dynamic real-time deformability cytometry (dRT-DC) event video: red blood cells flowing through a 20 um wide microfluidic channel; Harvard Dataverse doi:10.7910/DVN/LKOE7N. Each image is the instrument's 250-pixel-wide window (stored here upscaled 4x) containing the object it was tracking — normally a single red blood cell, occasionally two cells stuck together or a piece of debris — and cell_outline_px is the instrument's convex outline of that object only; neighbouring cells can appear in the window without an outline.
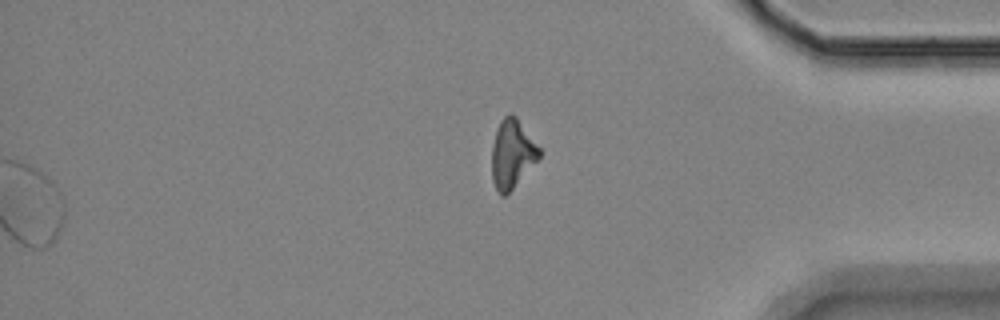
{"species": "Egyptian fruit bat (a non-hibernating species)", "species_latin": "Rousettus aegyptiacus", "temperature_condition": "room temperature", "stored_images_in_passage": 46, "segment_of_instrument_passage": [2, 2], "camera_frame_rate_fps": 3000, "um_per_image_px": 0.085, "animal": {"sex": "female"}, "frame": {"image": 1, "passage_image": 46, "time_ms": 15.0, "image_size_px": [1000, 320], "cell_outline_px": [[540, 156], [512, 188], [504, 196], [500, 196], [492, 180], [492, 144], [500, 120], [508, 112], [512, 112], [516, 116], [540, 148]], "centroid_in_image_um": [43.51, 13.03], "position_along_channel_um": 391.7, "area_um2": 18.67}}